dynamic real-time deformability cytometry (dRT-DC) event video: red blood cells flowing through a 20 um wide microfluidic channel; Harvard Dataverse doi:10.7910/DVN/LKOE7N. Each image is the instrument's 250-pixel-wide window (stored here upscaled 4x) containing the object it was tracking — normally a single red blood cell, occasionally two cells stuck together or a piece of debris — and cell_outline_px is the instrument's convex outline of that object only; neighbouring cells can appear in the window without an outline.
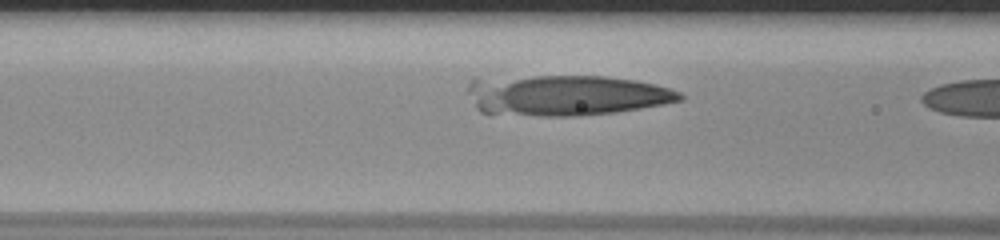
{"species": "human", "species_latin": "Homo sapiens", "temperature_condition": "room temperature", "stored_images_in_passage": 4, "camera_frame_rate_fps": 3000, "um_per_image_px": 0.085, "donor": {"sex": "male"}, "frame": {"image": 1, "passage_image": 3, "time_ms": 0.667, "image_size_px": [1000, 240], "cell_outline_px": [[684, 100], [664, 104], [616, 112], [580, 116], [540, 116], [480, 112], [476, 108], [468, 92], [468, 80], [472, 76], [604, 76], [636, 80], [668, 88], [680, 92], [684, 96]], "centroid_in_image_um": [48.03, 8.08], "position_along_channel_um": 118.6, "area_um2": 51.04}}